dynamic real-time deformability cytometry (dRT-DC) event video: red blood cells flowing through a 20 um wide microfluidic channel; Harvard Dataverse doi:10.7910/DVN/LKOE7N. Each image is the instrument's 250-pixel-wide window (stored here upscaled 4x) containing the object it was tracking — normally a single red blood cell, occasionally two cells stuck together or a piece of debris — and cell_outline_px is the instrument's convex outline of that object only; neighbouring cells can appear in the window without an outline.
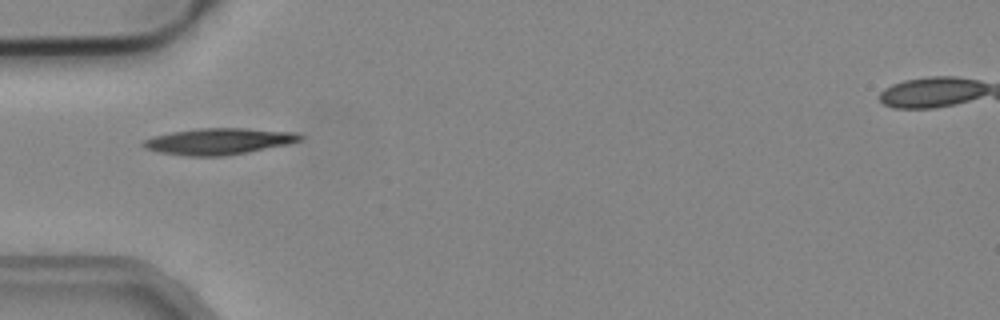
{"species": "common noctule bat (a hibernating species)", "species_latin": "Nyctalus noctula", "temperature_condition": "cold", "stored_images_in_passage": 37, "camera_frame_rate_fps": 3000, "um_per_image_px": 0.085, "animal": {"sex": "male", "body_mass_g": 19.2, "forearm_length_mm": 51.8}, "frame": {"image": 1, "passage_image": 1, "time_ms": 0.0, "image_size_px": [1000, 320], "cell_outline_px": [[304, 136], [300, 140], [288, 144], [248, 152], [224, 156], [188, 156], [160, 152], [144, 148], [140, 144], [144, 140], [156, 136], [172, 132], [200, 128], [244, 128], [296, 132]], "centroid_in_image_um": [18.61, 12.01], "position_along_channel_um": 66.4, "area_um2": 23.93}}
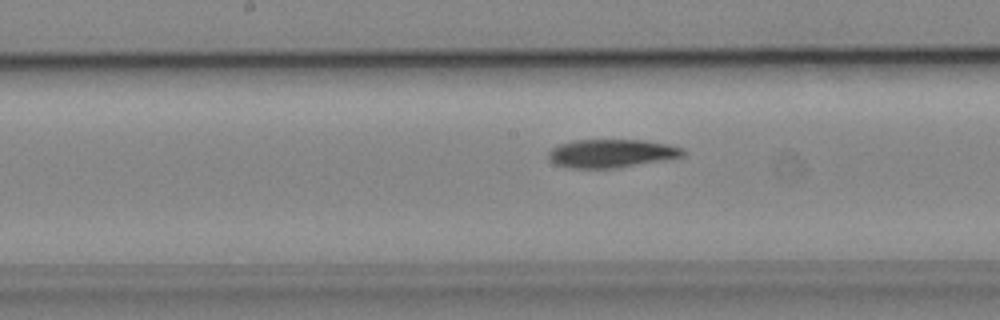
{"frame": {"image": 2, "passage_image": 11, "time_ms": 3.333, "image_size_px": [1000, 320], "cell_outline_px": [[684, 156], [616, 168], [568, 168], [556, 164], [548, 156], [548, 152], [552, 148], [560, 144], [572, 140], [644, 140], [668, 144], [684, 148]], "centroid_in_image_um": [51.97, 13.03], "position_along_channel_um": 196.2, "area_um2": 22.08}}
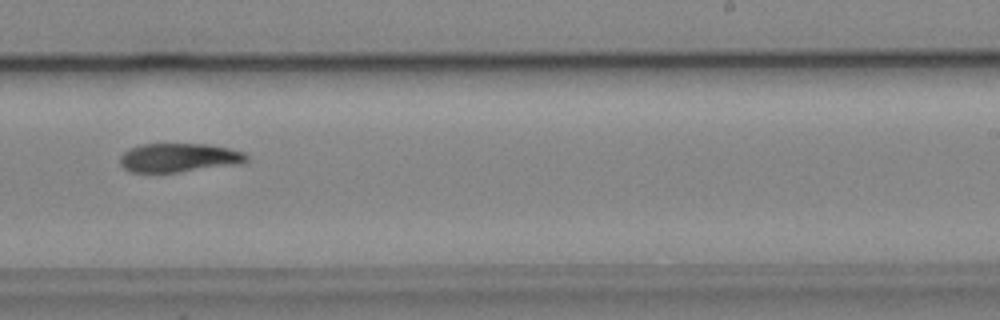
{"frame": {"image": 3, "passage_image": 17, "time_ms": 5.333, "image_size_px": [1000, 320], "cell_outline_px": [[248, 160], [236, 164], [176, 172], [132, 172], [124, 168], [120, 164], [120, 156], [124, 152], [132, 148], [144, 144], [208, 144], [228, 148], [244, 152], [248, 156]], "centroid_in_image_um": [15.2, 13.4], "position_along_channel_um": 273.8, "area_um2": 20.92}, "authors_computed_cell_mechanics": {"area_um2": 21.9062, "velocity_mm_per_s": 3.9086, "shape_relaxation_time_tau1_ms": 6.6091, "shape_relaxation_time_tau2_ms": null, "deformation_change_tau1": 0.1772, "deformation_change_tau2": null}}